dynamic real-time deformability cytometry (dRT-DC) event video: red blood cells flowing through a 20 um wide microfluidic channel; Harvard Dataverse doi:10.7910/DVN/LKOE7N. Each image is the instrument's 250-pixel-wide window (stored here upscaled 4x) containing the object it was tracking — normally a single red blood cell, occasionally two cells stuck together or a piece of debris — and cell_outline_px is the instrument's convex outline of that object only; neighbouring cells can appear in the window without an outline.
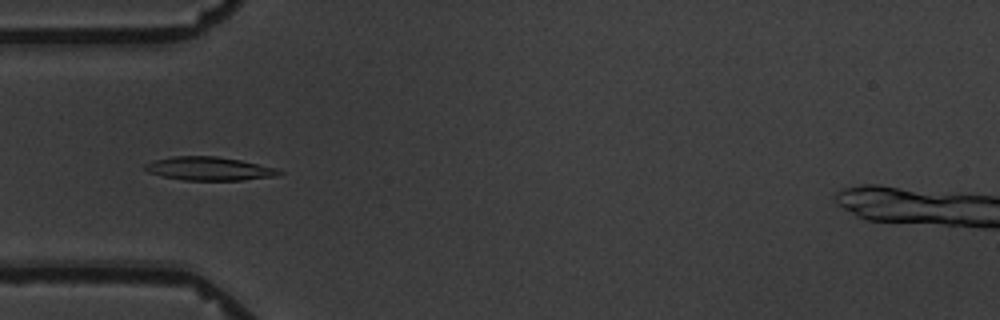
{"species": "common noctule bat (a hibernating species)", "species_latin": "Nyctalus noctula", "temperature_condition": "warm", "stored_images_in_passage": 5, "camera_frame_rate_fps": 3000, "um_per_image_px": 0.085, "animal": {"sex": "male", "body_mass_g": 19.5, "forearm_length_mm": 54.6}, "frame": {"image": 1, "passage_image": 5, "time_ms": 5.0, "image_size_px": [1000, 320], "cell_outline_px": [[284, 172], [276, 176], [240, 180], [184, 180], [164, 176], [148, 172], [144, 168], [144, 164], [152, 160], [172, 156], [216, 156], [240, 160], [276, 168]], "centroid_in_image_um": [17.75, 14.33], "position_along_channel_um": 67.3, "area_um2": 18.26}}